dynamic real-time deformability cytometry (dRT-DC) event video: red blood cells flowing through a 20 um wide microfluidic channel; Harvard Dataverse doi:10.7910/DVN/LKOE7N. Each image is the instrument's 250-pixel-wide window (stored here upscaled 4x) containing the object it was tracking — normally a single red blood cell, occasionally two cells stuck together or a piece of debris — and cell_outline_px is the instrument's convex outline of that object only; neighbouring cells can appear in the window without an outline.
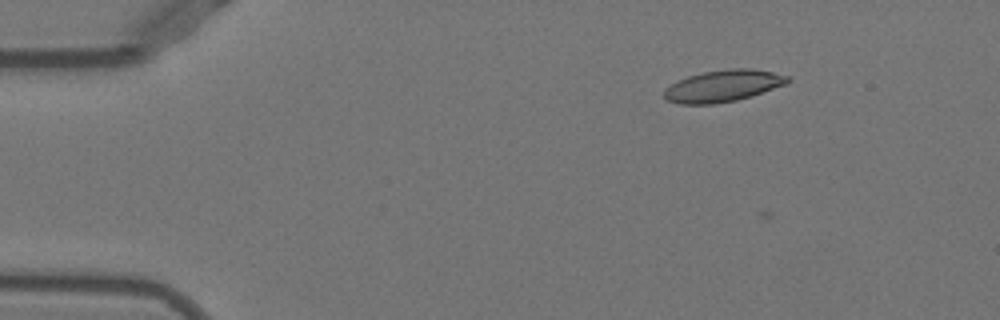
{"species": "Egyptian fruit bat (a non-hibernating species)", "species_latin": "Rousettus aegyptiacus", "temperature_condition": "warm", "stored_images_in_passage": 2, "camera_frame_rate_fps": 3000, "um_per_image_px": 0.085, "animal": {"sex": "female"}, "frame": {"image": 1, "passage_image": 1, "time_ms": 0.0, "image_size_px": [1000, 320], "cell_outline_px": [[792, 80], [788, 84], [752, 96], [736, 100], [716, 104], [680, 104], [668, 100], [664, 96], [664, 92], [672, 84], [688, 76], [704, 72], [732, 68], [752, 68], [772, 72], [788, 76]], "centroid_in_image_um": [61.53, 7.3], "position_along_channel_um": 23.5, "area_um2": 22.77}}